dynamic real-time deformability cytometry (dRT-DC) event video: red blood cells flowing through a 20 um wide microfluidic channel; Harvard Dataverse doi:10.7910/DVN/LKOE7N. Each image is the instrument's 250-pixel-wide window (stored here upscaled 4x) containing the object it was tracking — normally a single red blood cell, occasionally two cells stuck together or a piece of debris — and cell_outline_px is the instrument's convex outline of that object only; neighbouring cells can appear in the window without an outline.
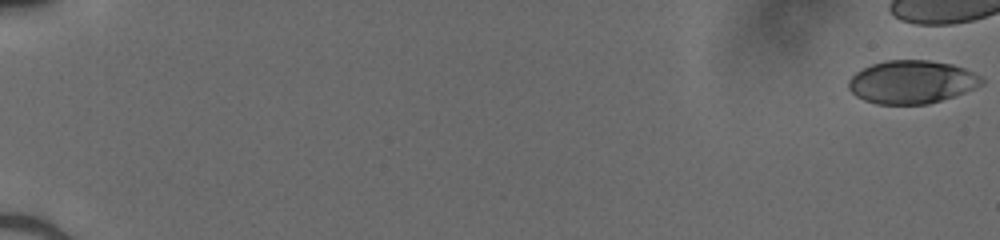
{"species": "human", "species_latin": "Homo sapiens", "temperature_condition": "cold", "stored_images_in_passage": 13, "camera_frame_rate_fps": 3000, "um_per_image_px": 0.085, "donor": {"sex": "male"}, "frame": {"image": 1, "passage_image": 1, "time_ms": 0.0, "image_size_px": [1000, 240], "cell_outline_px": [[984, 84], [964, 92], [928, 104], [876, 104], [864, 100], [856, 96], [848, 88], [848, 80], [856, 72], [872, 64], [884, 60], [928, 60], [952, 64], [964, 68], [984, 76]], "centroid_in_image_um": [77.51, 6.96], "position_along_channel_um": 7.5, "area_um2": 33.52}}